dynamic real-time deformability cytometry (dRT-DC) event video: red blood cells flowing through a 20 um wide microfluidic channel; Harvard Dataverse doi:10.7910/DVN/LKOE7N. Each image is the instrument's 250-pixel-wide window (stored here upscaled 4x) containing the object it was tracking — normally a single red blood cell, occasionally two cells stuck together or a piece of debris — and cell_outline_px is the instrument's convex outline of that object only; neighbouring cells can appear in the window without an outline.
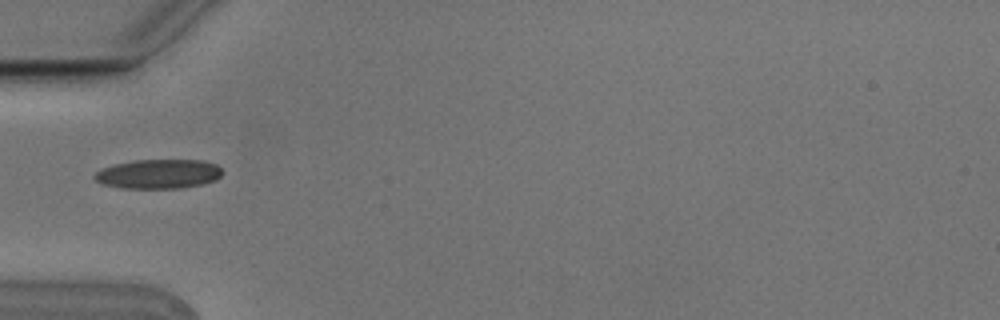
{"species": "Egyptian fruit bat (a non-hibernating species)", "species_latin": "Rousettus aegyptiacus", "temperature_condition": "cold", "stored_images_in_passage": 1, "camera_frame_rate_fps": 3000, "um_per_image_px": 0.085, "animal": {"sex": "male"}, "frame": {"image": 1, "passage_image": 1, "time_ms": 0.0, "image_size_px": [1000, 320], "cell_outline_px": [[224, 172], [216, 180], [200, 184], [180, 188], [120, 188], [100, 184], [92, 176], [100, 168], [112, 164], [132, 160], [204, 160], [216, 164]], "centroid_in_image_um": [13.43, 14.78], "position_along_channel_um": 71.6, "area_um2": 22.14}}